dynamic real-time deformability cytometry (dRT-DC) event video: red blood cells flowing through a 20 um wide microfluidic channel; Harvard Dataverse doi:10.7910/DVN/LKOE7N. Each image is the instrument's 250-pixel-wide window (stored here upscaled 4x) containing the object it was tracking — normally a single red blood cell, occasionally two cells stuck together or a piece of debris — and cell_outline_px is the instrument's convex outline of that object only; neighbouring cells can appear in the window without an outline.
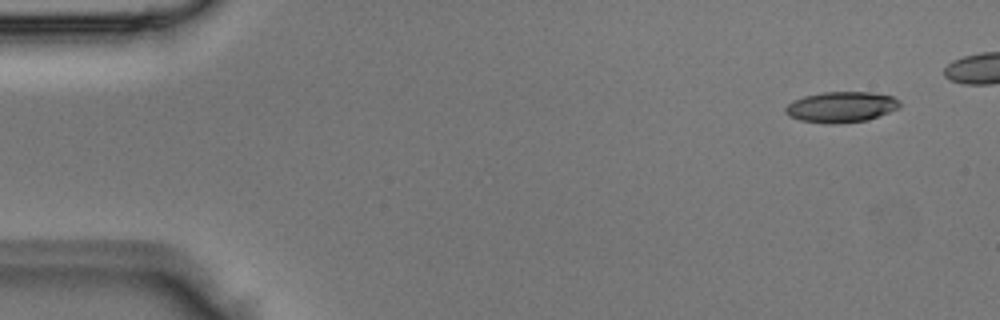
{"species": "Egyptian fruit bat (a non-hibernating species)", "species_latin": "Rousettus aegyptiacus", "temperature_condition": "room temperature", "stored_images_in_passage": 5, "segment_of_instrument_passage": [1, 2], "camera_frame_rate_fps": 3000, "um_per_image_px": 0.085, "animal": {"sex": "male"}, "frame": {"image": 1, "passage_image": 1, "time_ms": 0.0, "image_size_px": [1000, 320], "cell_outline_px": [[900, 108], [868, 120], [836, 124], [832, 124], [800, 120], [788, 116], [784, 112], [784, 108], [792, 100], [804, 96], [824, 92], [872, 92], [892, 96], [900, 100]], "centroid_in_image_um": [71.5, 9.09], "position_along_channel_um": 13.5, "area_um2": 20.63}}
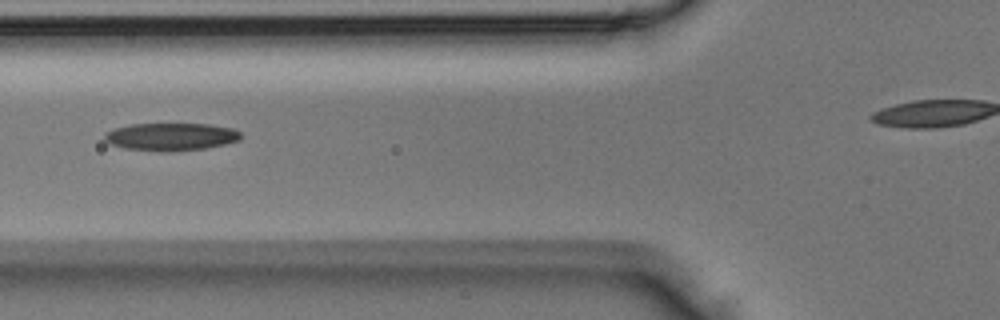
{"frame": {"image": 2, "passage_image": 4, "time_ms": 1.0, "image_size_px": [1000, 320], "cell_outline_px": [[240, 140], [224, 144], [204, 148], [172, 152], [160, 152], [124, 148], [108, 144], [104, 140], [104, 132], [112, 128], [132, 124], [208, 124], [232, 128], [240, 132]], "centroid_in_image_um": [14.46, 11.63], "position_along_channel_um": 111.3, "area_um2": 22.2}}